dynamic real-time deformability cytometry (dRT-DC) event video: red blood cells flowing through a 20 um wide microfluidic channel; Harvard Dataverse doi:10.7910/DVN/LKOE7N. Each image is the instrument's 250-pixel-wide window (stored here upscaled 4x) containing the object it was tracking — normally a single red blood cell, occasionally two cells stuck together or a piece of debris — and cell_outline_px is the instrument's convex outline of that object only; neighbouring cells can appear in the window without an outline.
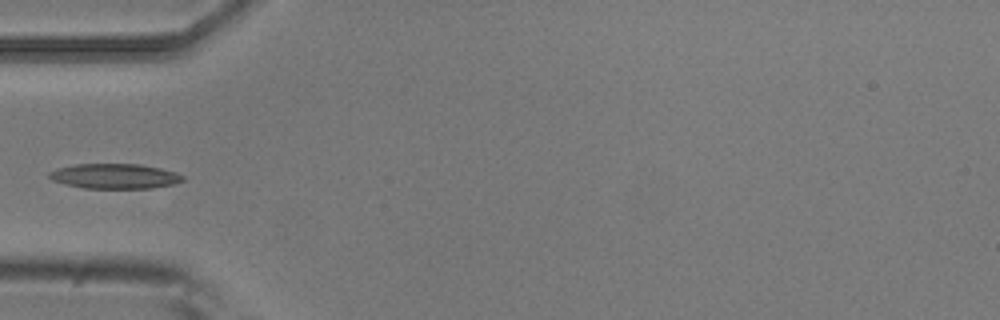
{"species": "common noctule bat (a hibernating species)", "species_latin": "Nyctalus noctula", "temperature_condition": "room temperature", "stored_images_in_passage": 4, "camera_frame_rate_fps": 3000, "um_per_image_px": 0.085, "animal": {"sex": "male", "body_mass_g": 20.5, "forearm_length_mm": 52.5}, "frame": {"image": 1, "passage_image": 3, "time_ms": 0.667, "image_size_px": [1000, 320], "cell_outline_px": [[184, 180], [172, 184], [152, 188], [84, 188], [52, 180], [48, 176], [48, 172], [56, 168], [76, 164], [140, 164], [160, 168], [176, 172], [184, 176]], "centroid_in_image_um": [9.75, 14.96], "position_along_channel_um": 75.3, "area_um2": 19.36}}
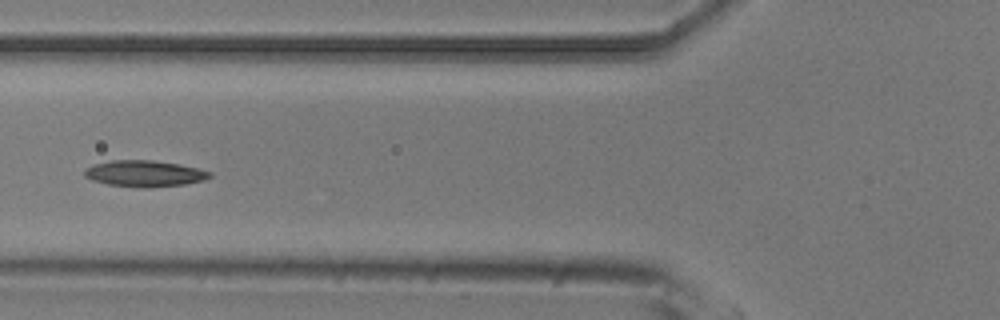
{"frame": {"image": 2, "passage_image": 4, "time_ms": 1.0, "image_size_px": [1000, 320], "cell_outline_px": [[212, 176], [204, 180], [184, 184], [148, 188], [136, 188], [108, 184], [92, 180], [84, 176], [84, 168], [92, 164], [112, 160], [152, 160], [180, 164], [212, 172]], "centroid_in_image_um": [12.25, 14.75], "position_along_channel_um": 113.5, "area_um2": 19.36}}